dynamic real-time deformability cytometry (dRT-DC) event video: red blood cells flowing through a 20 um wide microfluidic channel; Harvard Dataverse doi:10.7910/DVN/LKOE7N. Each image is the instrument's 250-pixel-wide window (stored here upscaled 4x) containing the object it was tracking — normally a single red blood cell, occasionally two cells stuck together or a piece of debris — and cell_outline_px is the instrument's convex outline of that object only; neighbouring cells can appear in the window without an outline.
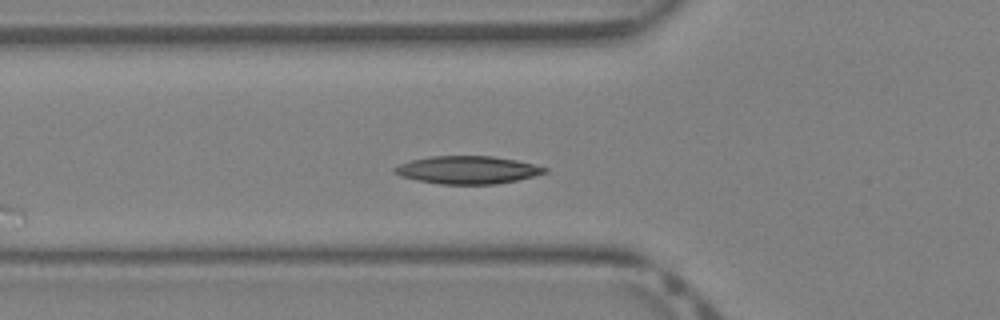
{"species": "Egyptian fruit bat (a non-hibernating species)", "species_latin": "Rousettus aegyptiacus", "temperature_condition": "warm", "stored_images_in_passage": 14, "camera_frame_rate_fps": 3000, "um_per_image_px": 0.085, "animal": {"sex": "female"}, "frame": {"image": 1, "passage_image": 3, "time_ms": 0.667, "image_size_px": [1000, 320], "cell_outline_px": [[548, 172], [516, 180], [496, 184], [440, 184], [416, 180], [400, 176], [392, 172], [392, 168], [400, 164], [412, 160], [428, 156], [492, 156], [516, 160], [548, 168]], "centroid_in_image_um": [39.7, 14.44], "position_along_channel_um": 86.1, "area_um2": 24.28}}